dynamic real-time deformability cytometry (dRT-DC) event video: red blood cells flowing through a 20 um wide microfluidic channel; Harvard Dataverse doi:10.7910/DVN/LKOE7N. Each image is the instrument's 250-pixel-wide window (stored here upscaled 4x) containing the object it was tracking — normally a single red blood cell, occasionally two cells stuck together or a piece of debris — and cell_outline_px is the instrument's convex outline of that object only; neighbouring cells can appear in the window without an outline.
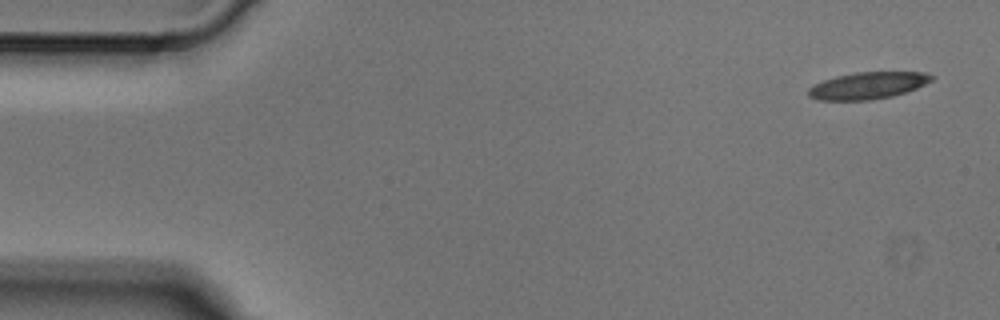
{"species": "Egyptian fruit bat (a non-hibernating species)", "species_latin": "Rousettus aegyptiacus", "temperature_condition": "cold", "stored_images_in_passage": 4, "camera_frame_rate_fps": 3000, "um_per_image_px": 0.085, "animal": {"sex": "male"}, "frame": {"image": 1, "passage_image": 1, "time_ms": 0.0, "image_size_px": [1000, 320], "cell_outline_px": [[936, 76], [932, 80], [916, 88], [892, 96], [872, 100], [816, 100], [808, 96], [808, 88], [812, 84], [836, 76], [856, 72], [924, 72]], "centroid_in_image_um": [73.73, 7.27], "position_along_channel_um": 11.3, "area_um2": 19.36}}
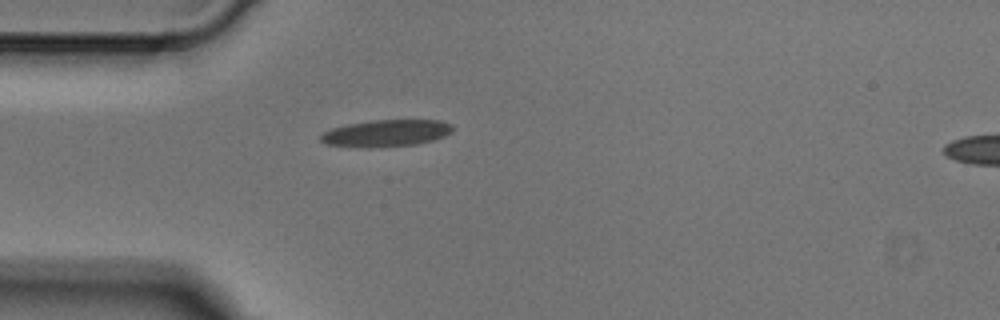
{"frame": {"image": 2, "passage_image": 4, "time_ms": 1.0, "image_size_px": [1000, 320], "cell_outline_px": [[452, 132], [444, 136], [432, 140], [416, 144], [372, 148], [360, 148], [324, 144], [320, 140], [320, 136], [324, 132], [332, 128], [348, 124], [372, 120], [440, 120], [452, 124]], "centroid_in_image_um": [32.8, 11.33], "position_along_channel_um": 52.2, "area_um2": 20.81}}